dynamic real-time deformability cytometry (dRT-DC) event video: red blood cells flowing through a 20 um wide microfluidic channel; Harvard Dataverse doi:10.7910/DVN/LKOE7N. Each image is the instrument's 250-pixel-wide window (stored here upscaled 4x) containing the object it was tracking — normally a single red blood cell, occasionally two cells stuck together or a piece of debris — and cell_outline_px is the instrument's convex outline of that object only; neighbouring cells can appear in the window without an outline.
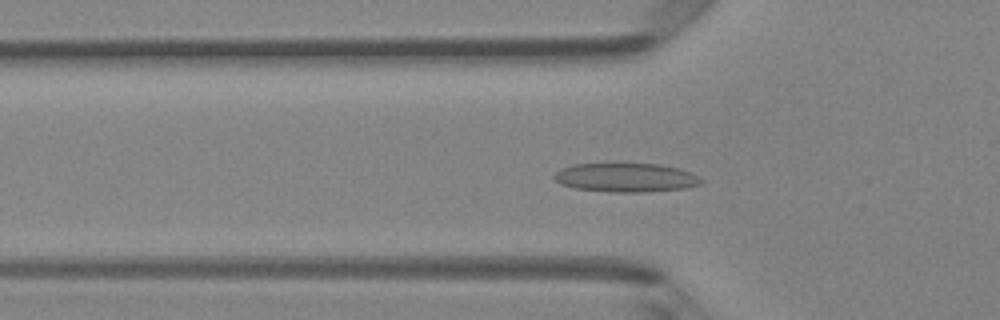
{"species": "Egyptian fruit bat (a non-hibernating species)", "species_latin": "Rousettus aegyptiacus", "temperature_condition": "room temperature", "stored_images_in_passage": 49, "camera_frame_rate_fps": 3000, "um_per_image_px": 0.085, "animal": {"sex": "female"}, "frame": {"image": 1, "passage_image": 16, "time_ms": 5.0, "image_size_px": [1000, 320], "cell_outline_px": [[704, 180], [700, 184], [684, 188], [644, 192], [612, 192], [576, 188], [560, 184], [552, 176], [560, 168], [572, 164], [660, 164], [676, 168], [688, 172]], "centroid_in_image_um": [53.15, 15.09], "position_along_channel_um": 72.7, "area_um2": 24.51}}
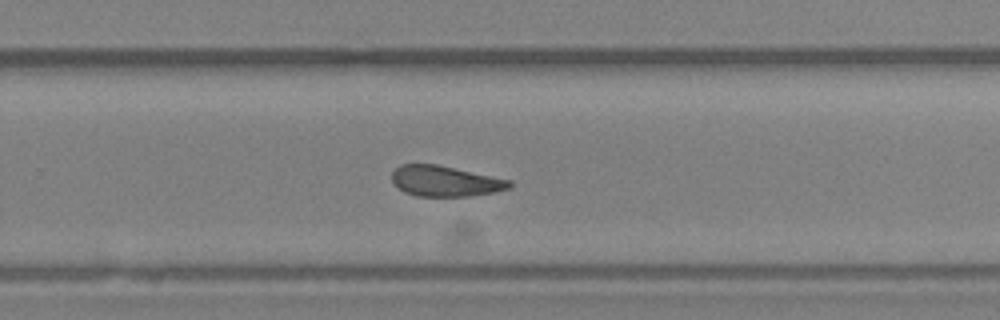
{"frame": {"image": 2, "passage_image": 32, "time_ms": 10.333, "image_size_px": [1000, 320], "cell_outline_px": [[512, 188], [492, 192], [468, 196], [416, 196], [404, 192], [392, 184], [392, 172], [400, 164], [436, 164], [512, 180]], "centroid_in_image_um": [37.82, 15.39], "position_along_channel_um": 292.0, "area_um2": 21.04}}
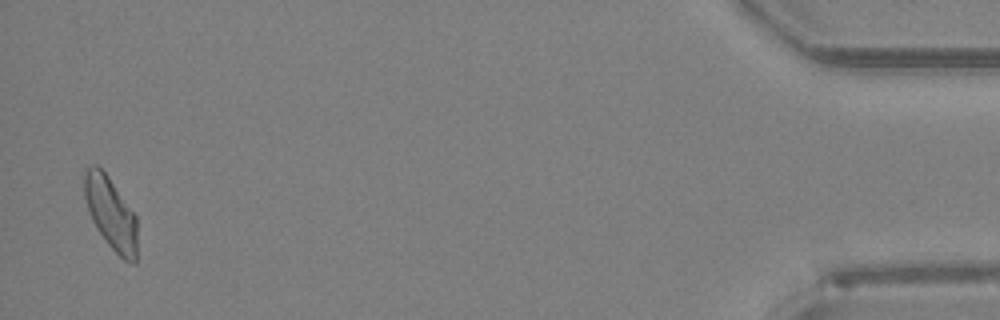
{"frame": {"image": 3, "passage_image": 48, "time_ms": 15.667, "image_size_px": [1000, 320], "cell_outline_px": [[136, 260], [124, 260], [108, 244], [96, 228], [92, 220], [84, 196], [84, 172], [92, 164], [96, 164], [108, 176], [136, 216]], "centroid_in_image_um": [9.39, 18.09], "position_along_channel_um": 425.8, "area_um2": 21.79}, "authors_computed_cell_mechanics": {"area_um2": 22.4842, "velocity_mm_per_s": 4.1251, "shape_relaxation_time_tau1_ms": null, "shape_relaxation_time_tau2_ms": 4.101, "deformation_change_tau1": null, "deformation_change_tau2": 0.1267}}